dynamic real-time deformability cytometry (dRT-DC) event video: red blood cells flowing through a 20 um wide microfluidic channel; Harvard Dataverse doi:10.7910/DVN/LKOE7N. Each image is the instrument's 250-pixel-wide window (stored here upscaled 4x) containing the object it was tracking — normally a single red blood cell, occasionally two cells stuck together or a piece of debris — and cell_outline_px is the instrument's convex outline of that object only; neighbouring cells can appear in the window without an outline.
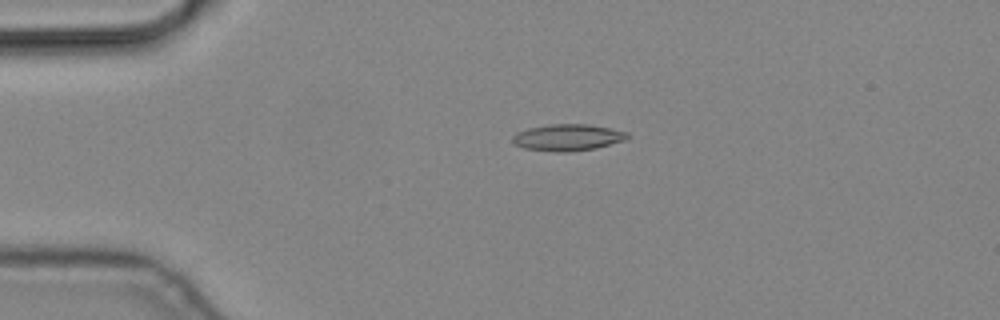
{"species": "common noctule bat (a hibernating species)", "species_latin": "Nyctalus noctula", "temperature_condition": "cold", "stored_images_in_passage": 5, "camera_frame_rate_fps": 3000, "um_per_image_px": 0.085, "animal": {"sex": "male", "body_mass_g": 19.2, "forearm_length_mm": 51.8}, "frame": {"image": 1, "passage_image": 4, "time_ms": 1.0, "image_size_px": [1000, 320], "cell_outline_px": [[628, 136], [624, 140], [596, 148], [568, 152], [556, 152], [524, 148], [516, 144], [512, 140], [512, 136], [516, 132], [528, 128], [548, 124], [588, 124], [628, 132]], "centroid_in_image_um": [48.22, 11.68], "position_along_channel_um": 36.8, "area_um2": 17.69}}